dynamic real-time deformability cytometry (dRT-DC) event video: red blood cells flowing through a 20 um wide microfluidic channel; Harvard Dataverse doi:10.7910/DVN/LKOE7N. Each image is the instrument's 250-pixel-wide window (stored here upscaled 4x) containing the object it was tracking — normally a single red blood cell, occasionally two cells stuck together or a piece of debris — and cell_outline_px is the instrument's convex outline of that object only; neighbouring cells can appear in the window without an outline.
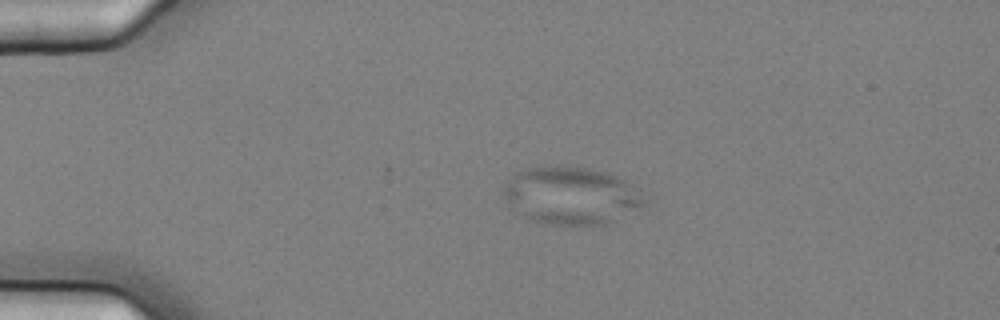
{"species": "common noctule bat (a hibernating species)", "species_latin": "Nyctalus noctula", "temperature_condition": "cold", "stored_images_in_passage": 6, "camera_frame_rate_fps": 3000, "um_per_image_px": 0.085, "animal": {"sex": "female", "body_mass_g": 25.1}, "frame": {"image": 1, "passage_image": 3, "time_ms": 0.667, "image_size_px": [1000, 320], "cell_outline_px": [[648, 200], [644, 204], [608, 224], [576, 228], [540, 224], [528, 220], [512, 212], [504, 192], [504, 184], [516, 172], [524, 168], [548, 164], [588, 168], [608, 172], [632, 184]], "centroid_in_image_um": [48.49, 16.66], "position_along_channel_um": 36.5, "area_um2": 48.78}}
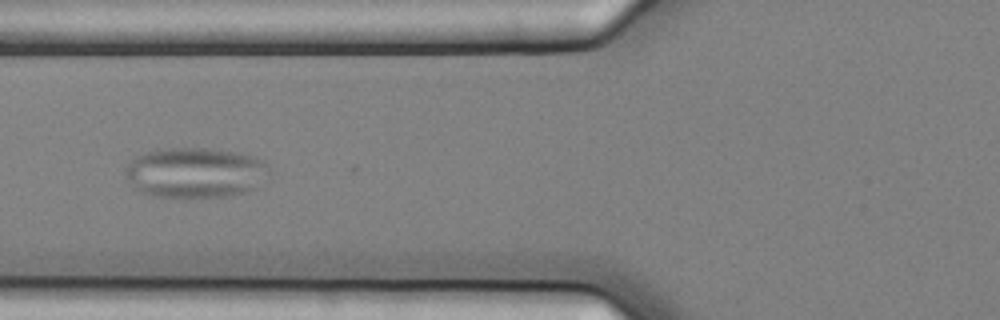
{"frame": {"image": 2, "passage_image": 5, "time_ms": 1.333, "image_size_px": [1000, 320], "cell_outline_px": [[272, 176], [256, 188], [248, 192], [228, 196], [152, 196], [132, 188], [124, 172], [124, 168], [136, 156], [148, 152], [168, 148], [208, 148], [240, 152], [264, 160], [268, 164]], "centroid_in_image_um": [16.67, 14.67], "position_along_channel_um": 109.1, "area_um2": 42.66}}
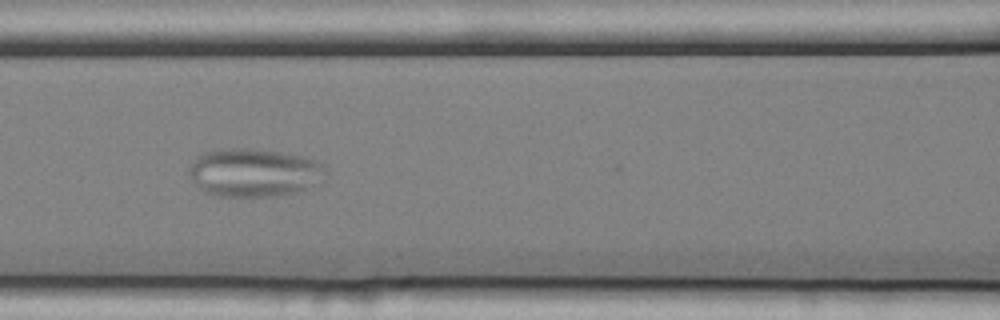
{"frame": {"image": 3, "passage_image": 6, "time_ms": 1.667, "image_size_px": [1000, 320], "cell_outline_px": [[328, 180], [300, 192], [276, 196], [220, 196], [204, 192], [188, 176], [188, 172], [196, 156], [204, 152], [228, 148], [252, 148], [280, 152], [300, 156], [316, 160], [324, 164], [328, 172]], "centroid_in_image_um": [21.68, 14.68], "position_along_channel_um": 144.9, "area_um2": 39.13}}